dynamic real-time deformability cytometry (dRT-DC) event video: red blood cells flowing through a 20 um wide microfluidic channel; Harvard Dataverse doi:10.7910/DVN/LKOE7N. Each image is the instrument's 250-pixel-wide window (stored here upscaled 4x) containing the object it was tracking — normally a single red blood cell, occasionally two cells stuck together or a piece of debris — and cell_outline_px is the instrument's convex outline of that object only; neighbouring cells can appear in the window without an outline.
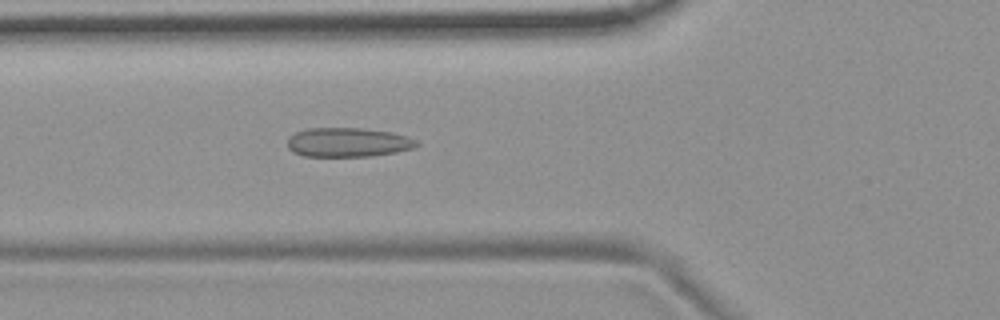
{"species": "common noctule bat (a hibernating species)", "species_latin": "Nyctalus noctula", "temperature_condition": "room temperature", "stored_images_in_passage": 53, "camera_frame_rate_fps": 3000, "um_per_image_px": 0.085, "animal": {"sex": "female", "body_mass_g": 19.9}, "frame": {"image": 1, "passage_image": 19, "time_ms": 6.0, "image_size_px": [1000, 320], "cell_outline_px": [[420, 144], [412, 148], [396, 152], [372, 156], [304, 156], [292, 152], [288, 148], [288, 136], [296, 132], [308, 128], [364, 128], [392, 132], [408, 136], [416, 140]], "centroid_in_image_um": [29.57, 12.09], "position_along_channel_um": 96.2, "area_um2": 22.14}}
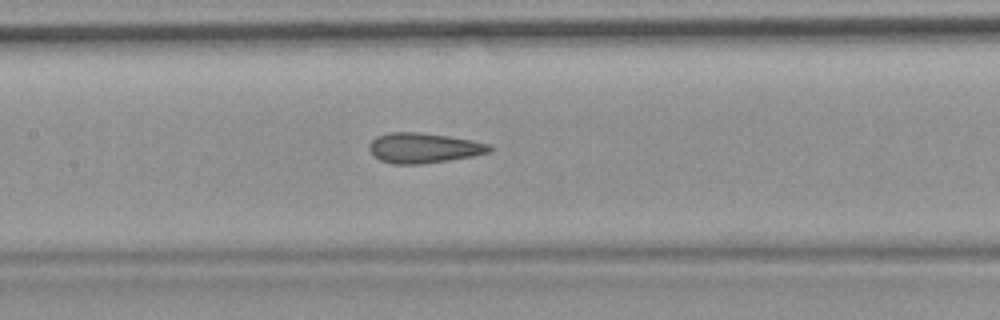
{"frame": {"image": 2, "passage_image": 25, "time_ms": 8.0, "image_size_px": [1000, 320], "cell_outline_px": [[492, 152], [472, 156], [448, 160], [420, 164], [392, 164], [380, 160], [368, 148], [368, 144], [376, 136], [388, 132], [420, 132], [448, 136], [488, 144], [492, 148]], "centroid_in_image_um": [35.97, 12.57], "position_along_channel_um": 171.4, "area_um2": 20.98}}
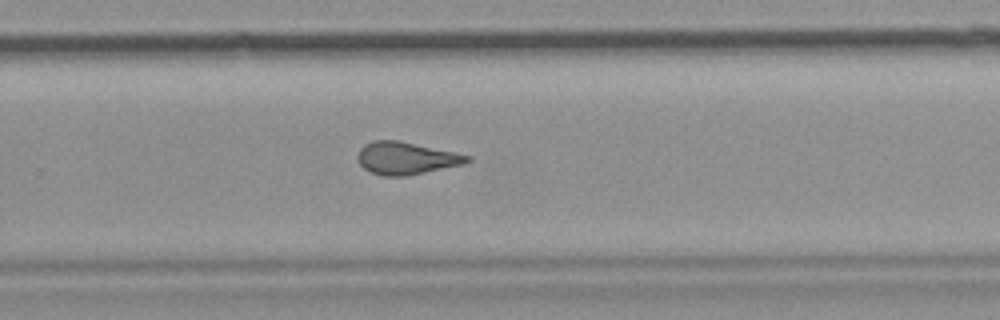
{"frame": {"image": 3, "passage_image": 35, "time_ms": 11.333, "image_size_px": [1000, 320], "cell_outline_px": [[472, 160], [464, 164], [408, 176], [384, 176], [372, 172], [364, 168], [360, 164], [356, 156], [360, 148], [364, 144], [372, 140], [396, 140], [456, 152], [472, 156]], "centroid_in_image_um": [34.53, 13.44], "position_along_channel_um": 295.3, "area_um2": 20.81}, "authors_computed_cell_mechanics": {"area_um2": 21.6172, "velocity_mm_per_s": 3.7352, "shape_relaxation_time_tau1_ms": null, "shape_relaxation_time_tau2_ms": 1.7231, "deformation_change_tau1": null, "deformation_change_tau2": 0.0917}}